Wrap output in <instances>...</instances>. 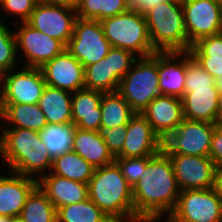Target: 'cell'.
<instances>
[{"mask_svg": "<svg viewBox=\"0 0 222 222\" xmlns=\"http://www.w3.org/2000/svg\"><path fill=\"white\" fill-rule=\"evenodd\" d=\"M135 221L156 222L174 210L180 189L169 155L162 149L146 156V169L132 188Z\"/></svg>", "mask_w": 222, "mask_h": 222, "instance_id": "1", "label": "cell"}, {"mask_svg": "<svg viewBox=\"0 0 222 222\" xmlns=\"http://www.w3.org/2000/svg\"><path fill=\"white\" fill-rule=\"evenodd\" d=\"M0 133V157L11 172L38 179L46 171H51L53 159L39 131L3 128Z\"/></svg>", "mask_w": 222, "mask_h": 222, "instance_id": "2", "label": "cell"}, {"mask_svg": "<svg viewBox=\"0 0 222 222\" xmlns=\"http://www.w3.org/2000/svg\"><path fill=\"white\" fill-rule=\"evenodd\" d=\"M88 198L113 222L135 221L132 187L115 162L94 169Z\"/></svg>", "mask_w": 222, "mask_h": 222, "instance_id": "3", "label": "cell"}, {"mask_svg": "<svg viewBox=\"0 0 222 222\" xmlns=\"http://www.w3.org/2000/svg\"><path fill=\"white\" fill-rule=\"evenodd\" d=\"M149 38L157 52L188 51L182 0H169L145 15Z\"/></svg>", "mask_w": 222, "mask_h": 222, "instance_id": "4", "label": "cell"}, {"mask_svg": "<svg viewBox=\"0 0 222 222\" xmlns=\"http://www.w3.org/2000/svg\"><path fill=\"white\" fill-rule=\"evenodd\" d=\"M117 91L135 113H142L160 95L158 52L148 57H138L120 80Z\"/></svg>", "mask_w": 222, "mask_h": 222, "instance_id": "5", "label": "cell"}, {"mask_svg": "<svg viewBox=\"0 0 222 222\" xmlns=\"http://www.w3.org/2000/svg\"><path fill=\"white\" fill-rule=\"evenodd\" d=\"M100 22L111 47L131 51L138 57H148L157 52L151 44L144 15L127 11Z\"/></svg>", "mask_w": 222, "mask_h": 222, "instance_id": "6", "label": "cell"}, {"mask_svg": "<svg viewBox=\"0 0 222 222\" xmlns=\"http://www.w3.org/2000/svg\"><path fill=\"white\" fill-rule=\"evenodd\" d=\"M137 57L131 51L111 47L104 58L84 68L85 88L104 93L116 92L120 80L131 69Z\"/></svg>", "mask_w": 222, "mask_h": 222, "instance_id": "7", "label": "cell"}, {"mask_svg": "<svg viewBox=\"0 0 222 222\" xmlns=\"http://www.w3.org/2000/svg\"><path fill=\"white\" fill-rule=\"evenodd\" d=\"M217 124L184 118L175 131L162 141L168 155L209 157L211 138Z\"/></svg>", "mask_w": 222, "mask_h": 222, "instance_id": "8", "label": "cell"}, {"mask_svg": "<svg viewBox=\"0 0 222 222\" xmlns=\"http://www.w3.org/2000/svg\"><path fill=\"white\" fill-rule=\"evenodd\" d=\"M111 48L100 21L76 18L66 49L84 66L104 58Z\"/></svg>", "mask_w": 222, "mask_h": 222, "instance_id": "9", "label": "cell"}, {"mask_svg": "<svg viewBox=\"0 0 222 222\" xmlns=\"http://www.w3.org/2000/svg\"><path fill=\"white\" fill-rule=\"evenodd\" d=\"M170 216L178 222H222V200L213 187L183 190Z\"/></svg>", "mask_w": 222, "mask_h": 222, "instance_id": "10", "label": "cell"}, {"mask_svg": "<svg viewBox=\"0 0 222 222\" xmlns=\"http://www.w3.org/2000/svg\"><path fill=\"white\" fill-rule=\"evenodd\" d=\"M188 51L200 39L222 33V13L217 0H182Z\"/></svg>", "mask_w": 222, "mask_h": 222, "instance_id": "11", "label": "cell"}, {"mask_svg": "<svg viewBox=\"0 0 222 222\" xmlns=\"http://www.w3.org/2000/svg\"><path fill=\"white\" fill-rule=\"evenodd\" d=\"M16 69L2 74L0 104H38L46 87L42 71L25 66Z\"/></svg>", "mask_w": 222, "mask_h": 222, "instance_id": "12", "label": "cell"}, {"mask_svg": "<svg viewBox=\"0 0 222 222\" xmlns=\"http://www.w3.org/2000/svg\"><path fill=\"white\" fill-rule=\"evenodd\" d=\"M20 27L15 31L17 52L24 55L25 67L41 68L45 63L58 56L66 49V45L43 32L31 27L26 22H17Z\"/></svg>", "mask_w": 222, "mask_h": 222, "instance_id": "13", "label": "cell"}, {"mask_svg": "<svg viewBox=\"0 0 222 222\" xmlns=\"http://www.w3.org/2000/svg\"><path fill=\"white\" fill-rule=\"evenodd\" d=\"M76 18L73 8L38 2L26 23L67 46Z\"/></svg>", "mask_w": 222, "mask_h": 222, "instance_id": "14", "label": "cell"}, {"mask_svg": "<svg viewBox=\"0 0 222 222\" xmlns=\"http://www.w3.org/2000/svg\"><path fill=\"white\" fill-rule=\"evenodd\" d=\"M180 191L209 189L214 185L216 166L210 157L169 155Z\"/></svg>", "mask_w": 222, "mask_h": 222, "instance_id": "15", "label": "cell"}, {"mask_svg": "<svg viewBox=\"0 0 222 222\" xmlns=\"http://www.w3.org/2000/svg\"><path fill=\"white\" fill-rule=\"evenodd\" d=\"M40 70L47 86L71 93L85 88L84 66L67 49L45 63Z\"/></svg>", "mask_w": 222, "mask_h": 222, "instance_id": "16", "label": "cell"}, {"mask_svg": "<svg viewBox=\"0 0 222 222\" xmlns=\"http://www.w3.org/2000/svg\"><path fill=\"white\" fill-rule=\"evenodd\" d=\"M162 150V140L141 113H135L127 124L126 139L117 157L154 156Z\"/></svg>", "mask_w": 222, "mask_h": 222, "instance_id": "17", "label": "cell"}, {"mask_svg": "<svg viewBox=\"0 0 222 222\" xmlns=\"http://www.w3.org/2000/svg\"><path fill=\"white\" fill-rule=\"evenodd\" d=\"M141 114L163 141L176 130L184 119L182 100L160 94L148 104Z\"/></svg>", "mask_w": 222, "mask_h": 222, "instance_id": "18", "label": "cell"}, {"mask_svg": "<svg viewBox=\"0 0 222 222\" xmlns=\"http://www.w3.org/2000/svg\"><path fill=\"white\" fill-rule=\"evenodd\" d=\"M10 174L0 175V216L15 218L20 216L27 196L37 186V179L11 171Z\"/></svg>", "mask_w": 222, "mask_h": 222, "instance_id": "19", "label": "cell"}, {"mask_svg": "<svg viewBox=\"0 0 222 222\" xmlns=\"http://www.w3.org/2000/svg\"><path fill=\"white\" fill-rule=\"evenodd\" d=\"M158 75L160 94L181 99L186 80V51L158 52Z\"/></svg>", "mask_w": 222, "mask_h": 222, "instance_id": "20", "label": "cell"}, {"mask_svg": "<svg viewBox=\"0 0 222 222\" xmlns=\"http://www.w3.org/2000/svg\"><path fill=\"white\" fill-rule=\"evenodd\" d=\"M37 185L56 209L88 198V184L57 176L51 172L41 175Z\"/></svg>", "mask_w": 222, "mask_h": 222, "instance_id": "21", "label": "cell"}, {"mask_svg": "<svg viewBox=\"0 0 222 222\" xmlns=\"http://www.w3.org/2000/svg\"><path fill=\"white\" fill-rule=\"evenodd\" d=\"M218 95L216 86L184 89L181 98L184 118L217 124Z\"/></svg>", "mask_w": 222, "mask_h": 222, "instance_id": "22", "label": "cell"}, {"mask_svg": "<svg viewBox=\"0 0 222 222\" xmlns=\"http://www.w3.org/2000/svg\"><path fill=\"white\" fill-rule=\"evenodd\" d=\"M104 92L82 88L72 94V123L83 130L101 126L100 104Z\"/></svg>", "mask_w": 222, "mask_h": 222, "instance_id": "23", "label": "cell"}, {"mask_svg": "<svg viewBox=\"0 0 222 222\" xmlns=\"http://www.w3.org/2000/svg\"><path fill=\"white\" fill-rule=\"evenodd\" d=\"M72 151L89 162L94 169L111 164L115 160L97 131L83 130L78 127L75 128Z\"/></svg>", "mask_w": 222, "mask_h": 222, "instance_id": "24", "label": "cell"}, {"mask_svg": "<svg viewBox=\"0 0 222 222\" xmlns=\"http://www.w3.org/2000/svg\"><path fill=\"white\" fill-rule=\"evenodd\" d=\"M72 94L46 85L38 106L48 124L72 123Z\"/></svg>", "mask_w": 222, "mask_h": 222, "instance_id": "25", "label": "cell"}, {"mask_svg": "<svg viewBox=\"0 0 222 222\" xmlns=\"http://www.w3.org/2000/svg\"><path fill=\"white\" fill-rule=\"evenodd\" d=\"M0 119L10 124L7 128L33 131H41L48 124L38 104H0Z\"/></svg>", "mask_w": 222, "mask_h": 222, "instance_id": "26", "label": "cell"}, {"mask_svg": "<svg viewBox=\"0 0 222 222\" xmlns=\"http://www.w3.org/2000/svg\"><path fill=\"white\" fill-rule=\"evenodd\" d=\"M50 172L57 176L88 184L94 168L76 152L68 151L53 159Z\"/></svg>", "mask_w": 222, "mask_h": 222, "instance_id": "27", "label": "cell"}, {"mask_svg": "<svg viewBox=\"0 0 222 222\" xmlns=\"http://www.w3.org/2000/svg\"><path fill=\"white\" fill-rule=\"evenodd\" d=\"M19 217L25 222H57V209L37 185L27 196Z\"/></svg>", "mask_w": 222, "mask_h": 222, "instance_id": "28", "label": "cell"}, {"mask_svg": "<svg viewBox=\"0 0 222 222\" xmlns=\"http://www.w3.org/2000/svg\"><path fill=\"white\" fill-rule=\"evenodd\" d=\"M101 126L115 128L122 124H128L135 114L125 99L116 92L103 93L100 104Z\"/></svg>", "mask_w": 222, "mask_h": 222, "instance_id": "29", "label": "cell"}, {"mask_svg": "<svg viewBox=\"0 0 222 222\" xmlns=\"http://www.w3.org/2000/svg\"><path fill=\"white\" fill-rule=\"evenodd\" d=\"M75 128L76 126L73 123L47 124L39 131L41 140L52 159L65 152L72 151Z\"/></svg>", "mask_w": 222, "mask_h": 222, "instance_id": "30", "label": "cell"}, {"mask_svg": "<svg viewBox=\"0 0 222 222\" xmlns=\"http://www.w3.org/2000/svg\"><path fill=\"white\" fill-rule=\"evenodd\" d=\"M57 222H113L89 198L57 209Z\"/></svg>", "mask_w": 222, "mask_h": 222, "instance_id": "31", "label": "cell"}, {"mask_svg": "<svg viewBox=\"0 0 222 222\" xmlns=\"http://www.w3.org/2000/svg\"><path fill=\"white\" fill-rule=\"evenodd\" d=\"M75 10L77 18L97 21L127 12L126 0H78Z\"/></svg>", "mask_w": 222, "mask_h": 222, "instance_id": "32", "label": "cell"}, {"mask_svg": "<svg viewBox=\"0 0 222 222\" xmlns=\"http://www.w3.org/2000/svg\"><path fill=\"white\" fill-rule=\"evenodd\" d=\"M0 18V73H6L17 65V43L14 30L11 31ZM10 29V30H9Z\"/></svg>", "mask_w": 222, "mask_h": 222, "instance_id": "33", "label": "cell"}, {"mask_svg": "<svg viewBox=\"0 0 222 222\" xmlns=\"http://www.w3.org/2000/svg\"><path fill=\"white\" fill-rule=\"evenodd\" d=\"M216 86L215 79L186 51V80L184 89Z\"/></svg>", "mask_w": 222, "mask_h": 222, "instance_id": "34", "label": "cell"}, {"mask_svg": "<svg viewBox=\"0 0 222 222\" xmlns=\"http://www.w3.org/2000/svg\"><path fill=\"white\" fill-rule=\"evenodd\" d=\"M121 174L133 188L140 180L141 174L146 169V156L143 157H115Z\"/></svg>", "mask_w": 222, "mask_h": 222, "instance_id": "35", "label": "cell"}, {"mask_svg": "<svg viewBox=\"0 0 222 222\" xmlns=\"http://www.w3.org/2000/svg\"><path fill=\"white\" fill-rule=\"evenodd\" d=\"M127 124L109 128L100 126L97 130L98 135L104 139L110 152L114 157H117L121 152L126 139Z\"/></svg>", "mask_w": 222, "mask_h": 222, "instance_id": "36", "label": "cell"}, {"mask_svg": "<svg viewBox=\"0 0 222 222\" xmlns=\"http://www.w3.org/2000/svg\"><path fill=\"white\" fill-rule=\"evenodd\" d=\"M189 52L192 56L222 58V33L200 39Z\"/></svg>", "mask_w": 222, "mask_h": 222, "instance_id": "37", "label": "cell"}, {"mask_svg": "<svg viewBox=\"0 0 222 222\" xmlns=\"http://www.w3.org/2000/svg\"><path fill=\"white\" fill-rule=\"evenodd\" d=\"M38 0H2L0 6L2 11L8 15L19 17L21 22H26L33 12Z\"/></svg>", "mask_w": 222, "mask_h": 222, "instance_id": "38", "label": "cell"}, {"mask_svg": "<svg viewBox=\"0 0 222 222\" xmlns=\"http://www.w3.org/2000/svg\"><path fill=\"white\" fill-rule=\"evenodd\" d=\"M209 157L216 168H222V124H217L211 138Z\"/></svg>", "mask_w": 222, "mask_h": 222, "instance_id": "39", "label": "cell"}, {"mask_svg": "<svg viewBox=\"0 0 222 222\" xmlns=\"http://www.w3.org/2000/svg\"><path fill=\"white\" fill-rule=\"evenodd\" d=\"M202 68L208 72L215 80L222 76V58H212L209 56H193Z\"/></svg>", "mask_w": 222, "mask_h": 222, "instance_id": "40", "label": "cell"}, {"mask_svg": "<svg viewBox=\"0 0 222 222\" xmlns=\"http://www.w3.org/2000/svg\"><path fill=\"white\" fill-rule=\"evenodd\" d=\"M168 1L169 0H126V10L145 15L155 6Z\"/></svg>", "mask_w": 222, "mask_h": 222, "instance_id": "41", "label": "cell"}, {"mask_svg": "<svg viewBox=\"0 0 222 222\" xmlns=\"http://www.w3.org/2000/svg\"><path fill=\"white\" fill-rule=\"evenodd\" d=\"M213 189L222 200V168H216Z\"/></svg>", "mask_w": 222, "mask_h": 222, "instance_id": "42", "label": "cell"}, {"mask_svg": "<svg viewBox=\"0 0 222 222\" xmlns=\"http://www.w3.org/2000/svg\"><path fill=\"white\" fill-rule=\"evenodd\" d=\"M39 2H44L47 4H54L58 6H65L68 8L75 9L77 6L78 0H38Z\"/></svg>", "mask_w": 222, "mask_h": 222, "instance_id": "43", "label": "cell"}, {"mask_svg": "<svg viewBox=\"0 0 222 222\" xmlns=\"http://www.w3.org/2000/svg\"><path fill=\"white\" fill-rule=\"evenodd\" d=\"M217 124H222V92L218 95Z\"/></svg>", "mask_w": 222, "mask_h": 222, "instance_id": "44", "label": "cell"}, {"mask_svg": "<svg viewBox=\"0 0 222 222\" xmlns=\"http://www.w3.org/2000/svg\"><path fill=\"white\" fill-rule=\"evenodd\" d=\"M216 87L219 89V92H222V76L218 77L215 80Z\"/></svg>", "mask_w": 222, "mask_h": 222, "instance_id": "45", "label": "cell"}, {"mask_svg": "<svg viewBox=\"0 0 222 222\" xmlns=\"http://www.w3.org/2000/svg\"><path fill=\"white\" fill-rule=\"evenodd\" d=\"M13 218L6 217V216H0V222H12Z\"/></svg>", "mask_w": 222, "mask_h": 222, "instance_id": "46", "label": "cell"}, {"mask_svg": "<svg viewBox=\"0 0 222 222\" xmlns=\"http://www.w3.org/2000/svg\"><path fill=\"white\" fill-rule=\"evenodd\" d=\"M164 222H178L176 221L173 217H171L170 215H166V219L164 220Z\"/></svg>", "mask_w": 222, "mask_h": 222, "instance_id": "47", "label": "cell"}, {"mask_svg": "<svg viewBox=\"0 0 222 222\" xmlns=\"http://www.w3.org/2000/svg\"><path fill=\"white\" fill-rule=\"evenodd\" d=\"M1 96H2V74L0 73V102H1Z\"/></svg>", "mask_w": 222, "mask_h": 222, "instance_id": "48", "label": "cell"}, {"mask_svg": "<svg viewBox=\"0 0 222 222\" xmlns=\"http://www.w3.org/2000/svg\"><path fill=\"white\" fill-rule=\"evenodd\" d=\"M12 222H25L20 217L13 218Z\"/></svg>", "mask_w": 222, "mask_h": 222, "instance_id": "49", "label": "cell"}, {"mask_svg": "<svg viewBox=\"0 0 222 222\" xmlns=\"http://www.w3.org/2000/svg\"><path fill=\"white\" fill-rule=\"evenodd\" d=\"M217 1H218V5H219V7L221 9V13H222V0H217Z\"/></svg>", "mask_w": 222, "mask_h": 222, "instance_id": "50", "label": "cell"}, {"mask_svg": "<svg viewBox=\"0 0 222 222\" xmlns=\"http://www.w3.org/2000/svg\"><path fill=\"white\" fill-rule=\"evenodd\" d=\"M132 222H147L146 220H136V221H132Z\"/></svg>", "mask_w": 222, "mask_h": 222, "instance_id": "51", "label": "cell"}]
</instances>
